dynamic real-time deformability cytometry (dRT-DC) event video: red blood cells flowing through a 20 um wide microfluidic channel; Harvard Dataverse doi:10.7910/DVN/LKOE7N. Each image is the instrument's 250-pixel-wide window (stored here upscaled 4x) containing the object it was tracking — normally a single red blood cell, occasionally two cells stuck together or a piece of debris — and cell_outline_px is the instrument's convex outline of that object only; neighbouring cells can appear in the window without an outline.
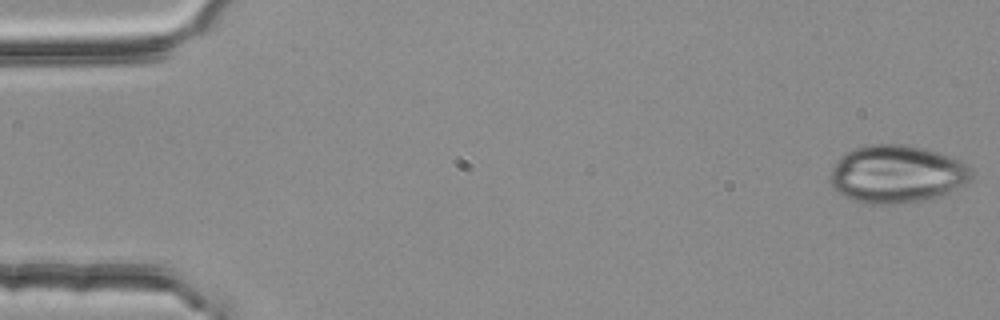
{"species": "common noctule bat (a hibernating species)", "species_latin": "Nyctalus noctula", "temperature_condition": "room temperature", "stored_images_in_passage": 4, "camera_frame_rate_fps": 3000, "um_per_image_px": 0.085, "animal": {"sex": "female", "body_mass_g": 25.1}, "frame": {"image": 1, "passage_image": 1, "time_ms": 0.0, "image_size_px": [1000, 320], "cell_outline_px": [[972, 180], [948, 192], [936, 196], [920, 200], [888, 204], [868, 204], [852, 200], [844, 196], [828, 180], [828, 176], [836, 160], [844, 152], [856, 148], [872, 144], [908, 144], [924, 148], [960, 160], [968, 164], [972, 168]], "centroid_in_image_um": [76.2, 14.78], "position_along_channel_um": 8.8, "area_um2": 47.51}}
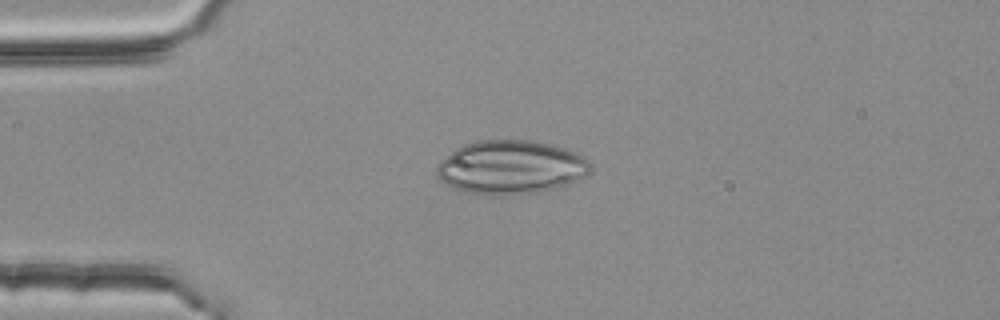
{"frame": {"image": 2, "passage_image": 3, "time_ms": 0.667, "image_size_px": [1000, 320], "cell_outline_px": [[588, 172], [584, 176], [568, 184], [552, 188], [532, 192], [464, 192], [440, 180], [436, 176], [436, 164], [440, 160], [456, 148], [464, 144], [476, 140], [532, 140], [564, 148], [576, 152], [584, 156], [588, 160]], "centroid_in_image_um": [43.38, 14.16], "position_along_channel_um": 41.6, "area_um2": 46.88}}